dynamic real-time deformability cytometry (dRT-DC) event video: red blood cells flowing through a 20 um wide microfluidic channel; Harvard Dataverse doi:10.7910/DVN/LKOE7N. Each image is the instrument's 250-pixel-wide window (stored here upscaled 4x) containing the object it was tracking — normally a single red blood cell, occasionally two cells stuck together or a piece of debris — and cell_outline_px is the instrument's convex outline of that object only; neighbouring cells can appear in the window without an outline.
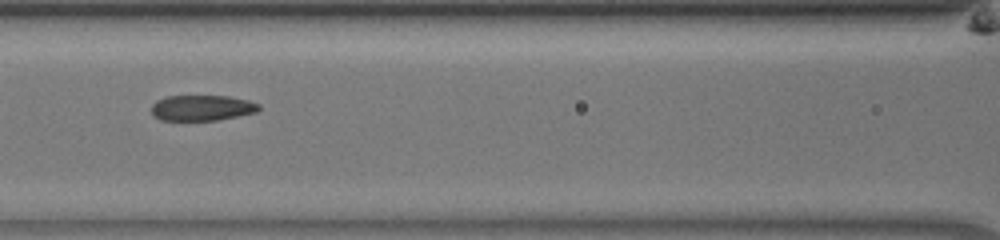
{"species": "common noctule bat (a hibernating species)", "species_latin": "Nyctalus noctula", "temperature_condition": "room temperature", "stored_images_in_passage": 34, "segment_of_instrument_passage": [2, 2], "camera_frame_rate_fps": 3000, "um_per_image_px": 0.085, "animal": {"sex": "male", "body_mass_g": 13.0, "forearm_length_mm": 53.1}, "frame": {"image": 1, "passage_image": 27, "time_ms": 8.667, "image_size_px": [1000, 240], "cell_outline_px": [[260, 108], [256, 112], [216, 120], [160, 120], [152, 116], [152, 104], [156, 100], [168, 96], [228, 96], [248, 100], [260, 104]], "centroid_in_image_um": [17.14, 9.16], "position_along_channel_um": 149.5, "area_um2": 16.01}}